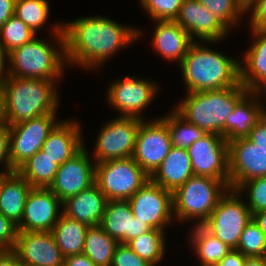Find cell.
I'll return each mask as SVG.
<instances>
[{
    "label": "cell",
    "mask_w": 266,
    "mask_h": 266,
    "mask_svg": "<svg viewBox=\"0 0 266 266\" xmlns=\"http://www.w3.org/2000/svg\"><path fill=\"white\" fill-rule=\"evenodd\" d=\"M62 32L67 65L94 72L145 34L142 28L123 25L103 15L62 22Z\"/></svg>",
    "instance_id": "6da1fadb"
},
{
    "label": "cell",
    "mask_w": 266,
    "mask_h": 266,
    "mask_svg": "<svg viewBox=\"0 0 266 266\" xmlns=\"http://www.w3.org/2000/svg\"><path fill=\"white\" fill-rule=\"evenodd\" d=\"M217 43L220 42L194 41L190 45L179 65L186 93L221 90L240 84L239 60L210 47Z\"/></svg>",
    "instance_id": "7a4b0ae2"
},
{
    "label": "cell",
    "mask_w": 266,
    "mask_h": 266,
    "mask_svg": "<svg viewBox=\"0 0 266 266\" xmlns=\"http://www.w3.org/2000/svg\"><path fill=\"white\" fill-rule=\"evenodd\" d=\"M48 26L50 36L53 37L51 41L36 36L32 41L8 53L7 75L61 81L67 67L62 22Z\"/></svg>",
    "instance_id": "3957f363"
},
{
    "label": "cell",
    "mask_w": 266,
    "mask_h": 266,
    "mask_svg": "<svg viewBox=\"0 0 266 266\" xmlns=\"http://www.w3.org/2000/svg\"><path fill=\"white\" fill-rule=\"evenodd\" d=\"M59 81L6 75L1 81L7 124L14 125L58 111Z\"/></svg>",
    "instance_id": "277c9868"
},
{
    "label": "cell",
    "mask_w": 266,
    "mask_h": 266,
    "mask_svg": "<svg viewBox=\"0 0 266 266\" xmlns=\"http://www.w3.org/2000/svg\"><path fill=\"white\" fill-rule=\"evenodd\" d=\"M248 92L241 83L221 90L189 92L173 108L206 133L224 137L227 117Z\"/></svg>",
    "instance_id": "5b68a950"
},
{
    "label": "cell",
    "mask_w": 266,
    "mask_h": 266,
    "mask_svg": "<svg viewBox=\"0 0 266 266\" xmlns=\"http://www.w3.org/2000/svg\"><path fill=\"white\" fill-rule=\"evenodd\" d=\"M228 189L229 187L221 180L191 176L172 193L175 221L181 224L196 221L193 225H202Z\"/></svg>",
    "instance_id": "8992f818"
},
{
    "label": "cell",
    "mask_w": 266,
    "mask_h": 266,
    "mask_svg": "<svg viewBox=\"0 0 266 266\" xmlns=\"http://www.w3.org/2000/svg\"><path fill=\"white\" fill-rule=\"evenodd\" d=\"M95 183L107 200H129L150 176L133 157L96 163Z\"/></svg>",
    "instance_id": "52a82bcc"
},
{
    "label": "cell",
    "mask_w": 266,
    "mask_h": 266,
    "mask_svg": "<svg viewBox=\"0 0 266 266\" xmlns=\"http://www.w3.org/2000/svg\"><path fill=\"white\" fill-rule=\"evenodd\" d=\"M243 200L242 195L236 190L228 189L209 218L202 224L230 249H237L244 228L253 219Z\"/></svg>",
    "instance_id": "ba28073f"
},
{
    "label": "cell",
    "mask_w": 266,
    "mask_h": 266,
    "mask_svg": "<svg viewBox=\"0 0 266 266\" xmlns=\"http://www.w3.org/2000/svg\"><path fill=\"white\" fill-rule=\"evenodd\" d=\"M114 81V82H113ZM106 91L107 103L111 109L117 110L118 116L147 119L143 116L148 106L152 105L160 91L155 80L136 76H125L113 80Z\"/></svg>",
    "instance_id": "9c48e42d"
},
{
    "label": "cell",
    "mask_w": 266,
    "mask_h": 266,
    "mask_svg": "<svg viewBox=\"0 0 266 266\" xmlns=\"http://www.w3.org/2000/svg\"><path fill=\"white\" fill-rule=\"evenodd\" d=\"M142 119L115 116L102 124L90 156L95 163L133 157Z\"/></svg>",
    "instance_id": "30bf717a"
},
{
    "label": "cell",
    "mask_w": 266,
    "mask_h": 266,
    "mask_svg": "<svg viewBox=\"0 0 266 266\" xmlns=\"http://www.w3.org/2000/svg\"><path fill=\"white\" fill-rule=\"evenodd\" d=\"M57 112L10 125V169L17 170L30 157L41 150L50 132L61 121Z\"/></svg>",
    "instance_id": "8fae6325"
},
{
    "label": "cell",
    "mask_w": 266,
    "mask_h": 266,
    "mask_svg": "<svg viewBox=\"0 0 266 266\" xmlns=\"http://www.w3.org/2000/svg\"><path fill=\"white\" fill-rule=\"evenodd\" d=\"M133 216L151 229L165 231L174 224L173 195L151 179L129 200Z\"/></svg>",
    "instance_id": "7c38bea8"
},
{
    "label": "cell",
    "mask_w": 266,
    "mask_h": 266,
    "mask_svg": "<svg viewBox=\"0 0 266 266\" xmlns=\"http://www.w3.org/2000/svg\"><path fill=\"white\" fill-rule=\"evenodd\" d=\"M187 150L194 175L221 180L230 189L228 142L224 137L207 133Z\"/></svg>",
    "instance_id": "4fadbf2b"
},
{
    "label": "cell",
    "mask_w": 266,
    "mask_h": 266,
    "mask_svg": "<svg viewBox=\"0 0 266 266\" xmlns=\"http://www.w3.org/2000/svg\"><path fill=\"white\" fill-rule=\"evenodd\" d=\"M172 147L167 124L160 116L143 119L138 128L133 158L151 176Z\"/></svg>",
    "instance_id": "5bb4252c"
},
{
    "label": "cell",
    "mask_w": 266,
    "mask_h": 266,
    "mask_svg": "<svg viewBox=\"0 0 266 266\" xmlns=\"http://www.w3.org/2000/svg\"><path fill=\"white\" fill-rule=\"evenodd\" d=\"M84 147L58 167L49 189L63 202L95 183L96 163ZM91 157V158H90ZM92 159V160H91Z\"/></svg>",
    "instance_id": "9a60e30c"
},
{
    "label": "cell",
    "mask_w": 266,
    "mask_h": 266,
    "mask_svg": "<svg viewBox=\"0 0 266 266\" xmlns=\"http://www.w3.org/2000/svg\"><path fill=\"white\" fill-rule=\"evenodd\" d=\"M62 213V201L49 188L32 187L17 225L18 232L51 231Z\"/></svg>",
    "instance_id": "2e32d148"
},
{
    "label": "cell",
    "mask_w": 266,
    "mask_h": 266,
    "mask_svg": "<svg viewBox=\"0 0 266 266\" xmlns=\"http://www.w3.org/2000/svg\"><path fill=\"white\" fill-rule=\"evenodd\" d=\"M230 189L243 182L266 176V153L247 138L228 142Z\"/></svg>",
    "instance_id": "e0dca14e"
},
{
    "label": "cell",
    "mask_w": 266,
    "mask_h": 266,
    "mask_svg": "<svg viewBox=\"0 0 266 266\" xmlns=\"http://www.w3.org/2000/svg\"><path fill=\"white\" fill-rule=\"evenodd\" d=\"M13 250L24 266H64L65 257L51 231L18 232Z\"/></svg>",
    "instance_id": "ac0fdd59"
},
{
    "label": "cell",
    "mask_w": 266,
    "mask_h": 266,
    "mask_svg": "<svg viewBox=\"0 0 266 266\" xmlns=\"http://www.w3.org/2000/svg\"><path fill=\"white\" fill-rule=\"evenodd\" d=\"M175 21L188 32L193 41L220 42L230 34L217 17L198 0H184Z\"/></svg>",
    "instance_id": "d6986e66"
},
{
    "label": "cell",
    "mask_w": 266,
    "mask_h": 266,
    "mask_svg": "<svg viewBox=\"0 0 266 266\" xmlns=\"http://www.w3.org/2000/svg\"><path fill=\"white\" fill-rule=\"evenodd\" d=\"M100 225L109 236L122 244H127L133 238L151 229L139 218L133 216L128 200L107 201Z\"/></svg>",
    "instance_id": "ffe728a7"
},
{
    "label": "cell",
    "mask_w": 266,
    "mask_h": 266,
    "mask_svg": "<svg viewBox=\"0 0 266 266\" xmlns=\"http://www.w3.org/2000/svg\"><path fill=\"white\" fill-rule=\"evenodd\" d=\"M80 120H61L50 132L41 151L58 166L64 164L84 147Z\"/></svg>",
    "instance_id": "44dd1931"
},
{
    "label": "cell",
    "mask_w": 266,
    "mask_h": 266,
    "mask_svg": "<svg viewBox=\"0 0 266 266\" xmlns=\"http://www.w3.org/2000/svg\"><path fill=\"white\" fill-rule=\"evenodd\" d=\"M153 23H156L150 40L153 50L165 60L177 62L179 66L194 41L175 20Z\"/></svg>",
    "instance_id": "7402d4cb"
},
{
    "label": "cell",
    "mask_w": 266,
    "mask_h": 266,
    "mask_svg": "<svg viewBox=\"0 0 266 266\" xmlns=\"http://www.w3.org/2000/svg\"><path fill=\"white\" fill-rule=\"evenodd\" d=\"M249 30L253 38L239 61L240 83L248 91L258 92L266 84V31Z\"/></svg>",
    "instance_id": "603a6c76"
},
{
    "label": "cell",
    "mask_w": 266,
    "mask_h": 266,
    "mask_svg": "<svg viewBox=\"0 0 266 266\" xmlns=\"http://www.w3.org/2000/svg\"><path fill=\"white\" fill-rule=\"evenodd\" d=\"M262 102L259 92L249 91L227 117L224 126V138L227 142L246 138L252 128L266 113V103Z\"/></svg>",
    "instance_id": "cb8c5ba5"
},
{
    "label": "cell",
    "mask_w": 266,
    "mask_h": 266,
    "mask_svg": "<svg viewBox=\"0 0 266 266\" xmlns=\"http://www.w3.org/2000/svg\"><path fill=\"white\" fill-rule=\"evenodd\" d=\"M106 196L94 183L62 202L63 214L88 226L100 225L107 204Z\"/></svg>",
    "instance_id": "d4e9b609"
},
{
    "label": "cell",
    "mask_w": 266,
    "mask_h": 266,
    "mask_svg": "<svg viewBox=\"0 0 266 266\" xmlns=\"http://www.w3.org/2000/svg\"><path fill=\"white\" fill-rule=\"evenodd\" d=\"M193 175L188 150L173 146L150 179L173 193Z\"/></svg>",
    "instance_id": "484cf974"
},
{
    "label": "cell",
    "mask_w": 266,
    "mask_h": 266,
    "mask_svg": "<svg viewBox=\"0 0 266 266\" xmlns=\"http://www.w3.org/2000/svg\"><path fill=\"white\" fill-rule=\"evenodd\" d=\"M32 186L16 171L9 172L0 185V212L14 224L22 219Z\"/></svg>",
    "instance_id": "4316f807"
},
{
    "label": "cell",
    "mask_w": 266,
    "mask_h": 266,
    "mask_svg": "<svg viewBox=\"0 0 266 266\" xmlns=\"http://www.w3.org/2000/svg\"><path fill=\"white\" fill-rule=\"evenodd\" d=\"M187 240L200 266H214L231 250L203 225L191 226Z\"/></svg>",
    "instance_id": "83f0119b"
},
{
    "label": "cell",
    "mask_w": 266,
    "mask_h": 266,
    "mask_svg": "<svg viewBox=\"0 0 266 266\" xmlns=\"http://www.w3.org/2000/svg\"><path fill=\"white\" fill-rule=\"evenodd\" d=\"M88 227L63 213L60 215L51 233L64 257L83 253Z\"/></svg>",
    "instance_id": "f1b7e54d"
},
{
    "label": "cell",
    "mask_w": 266,
    "mask_h": 266,
    "mask_svg": "<svg viewBox=\"0 0 266 266\" xmlns=\"http://www.w3.org/2000/svg\"><path fill=\"white\" fill-rule=\"evenodd\" d=\"M118 244L101 225L89 226L83 254L88 256L96 266H112L114 251Z\"/></svg>",
    "instance_id": "f546056e"
},
{
    "label": "cell",
    "mask_w": 266,
    "mask_h": 266,
    "mask_svg": "<svg viewBox=\"0 0 266 266\" xmlns=\"http://www.w3.org/2000/svg\"><path fill=\"white\" fill-rule=\"evenodd\" d=\"M58 167L52 159L39 150L16 171L33 188H49L55 179Z\"/></svg>",
    "instance_id": "4dcf8cb0"
},
{
    "label": "cell",
    "mask_w": 266,
    "mask_h": 266,
    "mask_svg": "<svg viewBox=\"0 0 266 266\" xmlns=\"http://www.w3.org/2000/svg\"><path fill=\"white\" fill-rule=\"evenodd\" d=\"M166 232L150 229L148 232L133 238L127 244L142 259L152 266H158L164 259L166 251Z\"/></svg>",
    "instance_id": "1f68e13d"
},
{
    "label": "cell",
    "mask_w": 266,
    "mask_h": 266,
    "mask_svg": "<svg viewBox=\"0 0 266 266\" xmlns=\"http://www.w3.org/2000/svg\"><path fill=\"white\" fill-rule=\"evenodd\" d=\"M167 124L172 146L181 149L188 147L207 133L195 124L188 122L174 108L167 115L160 116Z\"/></svg>",
    "instance_id": "d6a6232c"
},
{
    "label": "cell",
    "mask_w": 266,
    "mask_h": 266,
    "mask_svg": "<svg viewBox=\"0 0 266 266\" xmlns=\"http://www.w3.org/2000/svg\"><path fill=\"white\" fill-rule=\"evenodd\" d=\"M50 8L49 0H16L14 15L38 34L47 26Z\"/></svg>",
    "instance_id": "836d02e7"
},
{
    "label": "cell",
    "mask_w": 266,
    "mask_h": 266,
    "mask_svg": "<svg viewBox=\"0 0 266 266\" xmlns=\"http://www.w3.org/2000/svg\"><path fill=\"white\" fill-rule=\"evenodd\" d=\"M36 36L37 34L16 15H12L0 28V43L7 54L32 41Z\"/></svg>",
    "instance_id": "e575fe53"
},
{
    "label": "cell",
    "mask_w": 266,
    "mask_h": 266,
    "mask_svg": "<svg viewBox=\"0 0 266 266\" xmlns=\"http://www.w3.org/2000/svg\"><path fill=\"white\" fill-rule=\"evenodd\" d=\"M209 11H211L217 19L229 30L236 27L243 21L242 17L246 14L244 8L239 4L238 0H198ZM242 19V20H241Z\"/></svg>",
    "instance_id": "d590c367"
},
{
    "label": "cell",
    "mask_w": 266,
    "mask_h": 266,
    "mask_svg": "<svg viewBox=\"0 0 266 266\" xmlns=\"http://www.w3.org/2000/svg\"><path fill=\"white\" fill-rule=\"evenodd\" d=\"M236 250L246 257H266V235L253 219L244 228Z\"/></svg>",
    "instance_id": "8d00e7d4"
},
{
    "label": "cell",
    "mask_w": 266,
    "mask_h": 266,
    "mask_svg": "<svg viewBox=\"0 0 266 266\" xmlns=\"http://www.w3.org/2000/svg\"><path fill=\"white\" fill-rule=\"evenodd\" d=\"M143 11L152 21L175 20L184 0H139Z\"/></svg>",
    "instance_id": "74e56055"
},
{
    "label": "cell",
    "mask_w": 266,
    "mask_h": 266,
    "mask_svg": "<svg viewBox=\"0 0 266 266\" xmlns=\"http://www.w3.org/2000/svg\"><path fill=\"white\" fill-rule=\"evenodd\" d=\"M236 191L242 196L247 195L245 202L252 215L266 210V176L243 182Z\"/></svg>",
    "instance_id": "f35d334b"
},
{
    "label": "cell",
    "mask_w": 266,
    "mask_h": 266,
    "mask_svg": "<svg viewBox=\"0 0 266 266\" xmlns=\"http://www.w3.org/2000/svg\"><path fill=\"white\" fill-rule=\"evenodd\" d=\"M112 266H152L135 253L128 244L119 243L114 251Z\"/></svg>",
    "instance_id": "ab89813d"
},
{
    "label": "cell",
    "mask_w": 266,
    "mask_h": 266,
    "mask_svg": "<svg viewBox=\"0 0 266 266\" xmlns=\"http://www.w3.org/2000/svg\"><path fill=\"white\" fill-rule=\"evenodd\" d=\"M17 234V225L0 212V250L14 249Z\"/></svg>",
    "instance_id": "60d3db41"
},
{
    "label": "cell",
    "mask_w": 266,
    "mask_h": 266,
    "mask_svg": "<svg viewBox=\"0 0 266 266\" xmlns=\"http://www.w3.org/2000/svg\"><path fill=\"white\" fill-rule=\"evenodd\" d=\"M249 15V29L266 31V0H256L250 8L246 10Z\"/></svg>",
    "instance_id": "b9f144b4"
},
{
    "label": "cell",
    "mask_w": 266,
    "mask_h": 266,
    "mask_svg": "<svg viewBox=\"0 0 266 266\" xmlns=\"http://www.w3.org/2000/svg\"><path fill=\"white\" fill-rule=\"evenodd\" d=\"M10 129L9 125L0 126V172H11L9 160ZM3 168H2V167ZM1 168L3 170H1Z\"/></svg>",
    "instance_id": "7bdbcfd3"
},
{
    "label": "cell",
    "mask_w": 266,
    "mask_h": 266,
    "mask_svg": "<svg viewBox=\"0 0 266 266\" xmlns=\"http://www.w3.org/2000/svg\"><path fill=\"white\" fill-rule=\"evenodd\" d=\"M246 138L252 143L256 144V147L266 153V113L252 128L251 132Z\"/></svg>",
    "instance_id": "ee69618b"
},
{
    "label": "cell",
    "mask_w": 266,
    "mask_h": 266,
    "mask_svg": "<svg viewBox=\"0 0 266 266\" xmlns=\"http://www.w3.org/2000/svg\"><path fill=\"white\" fill-rule=\"evenodd\" d=\"M246 256H244L240 251L236 249H231L220 262L214 266H244L246 261Z\"/></svg>",
    "instance_id": "f6af8a7d"
},
{
    "label": "cell",
    "mask_w": 266,
    "mask_h": 266,
    "mask_svg": "<svg viewBox=\"0 0 266 266\" xmlns=\"http://www.w3.org/2000/svg\"><path fill=\"white\" fill-rule=\"evenodd\" d=\"M0 266H24L13 249L0 250Z\"/></svg>",
    "instance_id": "bcb514c9"
},
{
    "label": "cell",
    "mask_w": 266,
    "mask_h": 266,
    "mask_svg": "<svg viewBox=\"0 0 266 266\" xmlns=\"http://www.w3.org/2000/svg\"><path fill=\"white\" fill-rule=\"evenodd\" d=\"M15 1L16 0H0V28L14 15Z\"/></svg>",
    "instance_id": "7dc6e473"
},
{
    "label": "cell",
    "mask_w": 266,
    "mask_h": 266,
    "mask_svg": "<svg viewBox=\"0 0 266 266\" xmlns=\"http://www.w3.org/2000/svg\"><path fill=\"white\" fill-rule=\"evenodd\" d=\"M64 266H96L85 254L65 257Z\"/></svg>",
    "instance_id": "c3c4849f"
},
{
    "label": "cell",
    "mask_w": 266,
    "mask_h": 266,
    "mask_svg": "<svg viewBox=\"0 0 266 266\" xmlns=\"http://www.w3.org/2000/svg\"><path fill=\"white\" fill-rule=\"evenodd\" d=\"M8 72V54L0 43V81L7 75Z\"/></svg>",
    "instance_id": "681fc988"
},
{
    "label": "cell",
    "mask_w": 266,
    "mask_h": 266,
    "mask_svg": "<svg viewBox=\"0 0 266 266\" xmlns=\"http://www.w3.org/2000/svg\"><path fill=\"white\" fill-rule=\"evenodd\" d=\"M253 220L266 235V210L254 213Z\"/></svg>",
    "instance_id": "f907efd6"
},
{
    "label": "cell",
    "mask_w": 266,
    "mask_h": 266,
    "mask_svg": "<svg viewBox=\"0 0 266 266\" xmlns=\"http://www.w3.org/2000/svg\"><path fill=\"white\" fill-rule=\"evenodd\" d=\"M244 266H266V257H247Z\"/></svg>",
    "instance_id": "816d5d0a"
},
{
    "label": "cell",
    "mask_w": 266,
    "mask_h": 266,
    "mask_svg": "<svg viewBox=\"0 0 266 266\" xmlns=\"http://www.w3.org/2000/svg\"><path fill=\"white\" fill-rule=\"evenodd\" d=\"M7 124L5 117V108H4V99H3V91L0 84V126Z\"/></svg>",
    "instance_id": "f5cc1de1"
},
{
    "label": "cell",
    "mask_w": 266,
    "mask_h": 266,
    "mask_svg": "<svg viewBox=\"0 0 266 266\" xmlns=\"http://www.w3.org/2000/svg\"><path fill=\"white\" fill-rule=\"evenodd\" d=\"M255 1L256 0H238L239 4L244 8L245 11L250 8Z\"/></svg>",
    "instance_id": "db71d44e"
},
{
    "label": "cell",
    "mask_w": 266,
    "mask_h": 266,
    "mask_svg": "<svg viewBox=\"0 0 266 266\" xmlns=\"http://www.w3.org/2000/svg\"><path fill=\"white\" fill-rule=\"evenodd\" d=\"M264 103L266 102V84L258 91Z\"/></svg>",
    "instance_id": "11a10c76"
},
{
    "label": "cell",
    "mask_w": 266,
    "mask_h": 266,
    "mask_svg": "<svg viewBox=\"0 0 266 266\" xmlns=\"http://www.w3.org/2000/svg\"><path fill=\"white\" fill-rule=\"evenodd\" d=\"M9 172H0V185L3 180V178L8 174Z\"/></svg>",
    "instance_id": "9f6ffc18"
}]
</instances>
